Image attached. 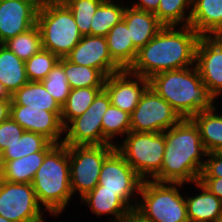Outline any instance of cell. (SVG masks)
Instances as JSON below:
<instances>
[{
    "label": "cell",
    "instance_id": "6da1fadb",
    "mask_svg": "<svg viewBox=\"0 0 222 222\" xmlns=\"http://www.w3.org/2000/svg\"><path fill=\"white\" fill-rule=\"evenodd\" d=\"M199 38L200 36L189 25L163 26L138 51L129 71L150 79L161 72L195 66V52Z\"/></svg>",
    "mask_w": 222,
    "mask_h": 222
},
{
    "label": "cell",
    "instance_id": "7a4b0ae2",
    "mask_svg": "<svg viewBox=\"0 0 222 222\" xmlns=\"http://www.w3.org/2000/svg\"><path fill=\"white\" fill-rule=\"evenodd\" d=\"M164 136L162 168L152 180L184 184L199 181L207 152L195 123L191 119H182L165 130Z\"/></svg>",
    "mask_w": 222,
    "mask_h": 222
},
{
    "label": "cell",
    "instance_id": "3957f363",
    "mask_svg": "<svg viewBox=\"0 0 222 222\" xmlns=\"http://www.w3.org/2000/svg\"><path fill=\"white\" fill-rule=\"evenodd\" d=\"M149 86L179 114L191 119L195 114L214 107L209 93L195 66L165 71L152 76Z\"/></svg>",
    "mask_w": 222,
    "mask_h": 222
},
{
    "label": "cell",
    "instance_id": "277c9868",
    "mask_svg": "<svg viewBox=\"0 0 222 222\" xmlns=\"http://www.w3.org/2000/svg\"><path fill=\"white\" fill-rule=\"evenodd\" d=\"M39 204L59 216L72 199L68 146L56 144L44 157L32 182ZM45 207V208H44Z\"/></svg>",
    "mask_w": 222,
    "mask_h": 222
},
{
    "label": "cell",
    "instance_id": "5b68a950",
    "mask_svg": "<svg viewBox=\"0 0 222 222\" xmlns=\"http://www.w3.org/2000/svg\"><path fill=\"white\" fill-rule=\"evenodd\" d=\"M183 186L184 183L143 180L136 209L151 222H189L185 196L180 192Z\"/></svg>",
    "mask_w": 222,
    "mask_h": 222
},
{
    "label": "cell",
    "instance_id": "8992f818",
    "mask_svg": "<svg viewBox=\"0 0 222 222\" xmlns=\"http://www.w3.org/2000/svg\"><path fill=\"white\" fill-rule=\"evenodd\" d=\"M116 150L143 180H152L163 164L166 140L164 132L130 131Z\"/></svg>",
    "mask_w": 222,
    "mask_h": 222
},
{
    "label": "cell",
    "instance_id": "52a82bcc",
    "mask_svg": "<svg viewBox=\"0 0 222 222\" xmlns=\"http://www.w3.org/2000/svg\"><path fill=\"white\" fill-rule=\"evenodd\" d=\"M37 25L41 32L43 49L59 58L67 56L83 36L66 5L39 8Z\"/></svg>",
    "mask_w": 222,
    "mask_h": 222
},
{
    "label": "cell",
    "instance_id": "ba28073f",
    "mask_svg": "<svg viewBox=\"0 0 222 222\" xmlns=\"http://www.w3.org/2000/svg\"><path fill=\"white\" fill-rule=\"evenodd\" d=\"M116 149L114 145L68 146L72 195L80 199L91 192L99 181L104 160Z\"/></svg>",
    "mask_w": 222,
    "mask_h": 222
},
{
    "label": "cell",
    "instance_id": "9c48e42d",
    "mask_svg": "<svg viewBox=\"0 0 222 222\" xmlns=\"http://www.w3.org/2000/svg\"><path fill=\"white\" fill-rule=\"evenodd\" d=\"M44 212L32 184L0 179V216L11 222H46Z\"/></svg>",
    "mask_w": 222,
    "mask_h": 222
},
{
    "label": "cell",
    "instance_id": "30bf717a",
    "mask_svg": "<svg viewBox=\"0 0 222 222\" xmlns=\"http://www.w3.org/2000/svg\"><path fill=\"white\" fill-rule=\"evenodd\" d=\"M110 104L108 93L102 89L90 107L64 127L62 144L66 146L102 145V118Z\"/></svg>",
    "mask_w": 222,
    "mask_h": 222
},
{
    "label": "cell",
    "instance_id": "8fae6325",
    "mask_svg": "<svg viewBox=\"0 0 222 222\" xmlns=\"http://www.w3.org/2000/svg\"><path fill=\"white\" fill-rule=\"evenodd\" d=\"M182 118L150 86L142 94L130 115L131 131L162 133L178 124Z\"/></svg>",
    "mask_w": 222,
    "mask_h": 222
},
{
    "label": "cell",
    "instance_id": "7c38bea8",
    "mask_svg": "<svg viewBox=\"0 0 222 222\" xmlns=\"http://www.w3.org/2000/svg\"><path fill=\"white\" fill-rule=\"evenodd\" d=\"M142 182L143 179L115 149L102 164L98 185L100 191L120 192L136 208Z\"/></svg>",
    "mask_w": 222,
    "mask_h": 222
},
{
    "label": "cell",
    "instance_id": "4fadbf2b",
    "mask_svg": "<svg viewBox=\"0 0 222 222\" xmlns=\"http://www.w3.org/2000/svg\"><path fill=\"white\" fill-rule=\"evenodd\" d=\"M195 67L214 100L222 94V36L200 37L195 52Z\"/></svg>",
    "mask_w": 222,
    "mask_h": 222
},
{
    "label": "cell",
    "instance_id": "5bb4252c",
    "mask_svg": "<svg viewBox=\"0 0 222 222\" xmlns=\"http://www.w3.org/2000/svg\"><path fill=\"white\" fill-rule=\"evenodd\" d=\"M10 117L24 131L44 135L52 143L62 144L64 127L61 111H46L45 108H26V105H11Z\"/></svg>",
    "mask_w": 222,
    "mask_h": 222
},
{
    "label": "cell",
    "instance_id": "9a60e30c",
    "mask_svg": "<svg viewBox=\"0 0 222 222\" xmlns=\"http://www.w3.org/2000/svg\"><path fill=\"white\" fill-rule=\"evenodd\" d=\"M37 0L0 1V44L37 25Z\"/></svg>",
    "mask_w": 222,
    "mask_h": 222
},
{
    "label": "cell",
    "instance_id": "2e32d148",
    "mask_svg": "<svg viewBox=\"0 0 222 222\" xmlns=\"http://www.w3.org/2000/svg\"><path fill=\"white\" fill-rule=\"evenodd\" d=\"M148 86L149 79L132 74L129 70L111 74L106 77L104 83V89L110 97L111 104L130 115Z\"/></svg>",
    "mask_w": 222,
    "mask_h": 222
},
{
    "label": "cell",
    "instance_id": "e0dca14e",
    "mask_svg": "<svg viewBox=\"0 0 222 222\" xmlns=\"http://www.w3.org/2000/svg\"><path fill=\"white\" fill-rule=\"evenodd\" d=\"M65 58L77 65L96 68L106 77L122 71L110 56L104 36H82L80 42Z\"/></svg>",
    "mask_w": 222,
    "mask_h": 222
},
{
    "label": "cell",
    "instance_id": "ac0fdd59",
    "mask_svg": "<svg viewBox=\"0 0 222 222\" xmlns=\"http://www.w3.org/2000/svg\"><path fill=\"white\" fill-rule=\"evenodd\" d=\"M189 26L200 37L222 36V0H193Z\"/></svg>",
    "mask_w": 222,
    "mask_h": 222
},
{
    "label": "cell",
    "instance_id": "d6986e66",
    "mask_svg": "<svg viewBox=\"0 0 222 222\" xmlns=\"http://www.w3.org/2000/svg\"><path fill=\"white\" fill-rule=\"evenodd\" d=\"M94 215H111L109 222H116L129 209L135 208L120 192L100 191L97 185L91 192L81 198Z\"/></svg>",
    "mask_w": 222,
    "mask_h": 222
},
{
    "label": "cell",
    "instance_id": "ffe728a7",
    "mask_svg": "<svg viewBox=\"0 0 222 222\" xmlns=\"http://www.w3.org/2000/svg\"><path fill=\"white\" fill-rule=\"evenodd\" d=\"M123 21L126 23L130 38L138 51L164 26L154 13L138 10L129 5L126 6Z\"/></svg>",
    "mask_w": 222,
    "mask_h": 222
},
{
    "label": "cell",
    "instance_id": "44dd1931",
    "mask_svg": "<svg viewBox=\"0 0 222 222\" xmlns=\"http://www.w3.org/2000/svg\"><path fill=\"white\" fill-rule=\"evenodd\" d=\"M193 184L201 192L185 197L189 222H214L222 217V201L199 181Z\"/></svg>",
    "mask_w": 222,
    "mask_h": 222
},
{
    "label": "cell",
    "instance_id": "7402d4cb",
    "mask_svg": "<svg viewBox=\"0 0 222 222\" xmlns=\"http://www.w3.org/2000/svg\"><path fill=\"white\" fill-rule=\"evenodd\" d=\"M105 37L113 61L122 70H129L136 60L138 50L133 45L126 23L122 20L114 25Z\"/></svg>",
    "mask_w": 222,
    "mask_h": 222
},
{
    "label": "cell",
    "instance_id": "603a6c76",
    "mask_svg": "<svg viewBox=\"0 0 222 222\" xmlns=\"http://www.w3.org/2000/svg\"><path fill=\"white\" fill-rule=\"evenodd\" d=\"M49 151H40L23 156L19 159L2 161L0 179L13 183H30L42 165Z\"/></svg>",
    "mask_w": 222,
    "mask_h": 222
},
{
    "label": "cell",
    "instance_id": "cb8c5ba5",
    "mask_svg": "<svg viewBox=\"0 0 222 222\" xmlns=\"http://www.w3.org/2000/svg\"><path fill=\"white\" fill-rule=\"evenodd\" d=\"M216 105L195 114L191 120L199 129L207 153L222 152V115L217 114Z\"/></svg>",
    "mask_w": 222,
    "mask_h": 222
},
{
    "label": "cell",
    "instance_id": "d4e9b609",
    "mask_svg": "<svg viewBox=\"0 0 222 222\" xmlns=\"http://www.w3.org/2000/svg\"><path fill=\"white\" fill-rule=\"evenodd\" d=\"M0 82L10 95L29 82L25 61L3 44H0Z\"/></svg>",
    "mask_w": 222,
    "mask_h": 222
},
{
    "label": "cell",
    "instance_id": "484cf974",
    "mask_svg": "<svg viewBox=\"0 0 222 222\" xmlns=\"http://www.w3.org/2000/svg\"><path fill=\"white\" fill-rule=\"evenodd\" d=\"M11 105H26V108H45L46 111H61L60 105L40 81H29L18 89L11 95Z\"/></svg>",
    "mask_w": 222,
    "mask_h": 222
},
{
    "label": "cell",
    "instance_id": "4316f807",
    "mask_svg": "<svg viewBox=\"0 0 222 222\" xmlns=\"http://www.w3.org/2000/svg\"><path fill=\"white\" fill-rule=\"evenodd\" d=\"M118 0H104L97 8L91 23V36H106L112 27L123 20L125 5Z\"/></svg>",
    "mask_w": 222,
    "mask_h": 222
},
{
    "label": "cell",
    "instance_id": "83f0119b",
    "mask_svg": "<svg viewBox=\"0 0 222 222\" xmlns=\"http://www.w3.org/2000/svg\"><path fill=\"white\" fill-rule=\"evenodd\" d=\"M58 63L64 68L71 89L104 87L106 76L100 70L74 64L65 57L60 58Z\"/></svg>",
    "mask_w": 222,
    "mask_h": 222
},
{
    "label": "cell",
    "instance_id": "f1b7e54d",
    "mask_svg": "<svg viewBox=\"0 0 222 222\" xmlns=\"http://www.w3.org/2000/svg\"><path fill=\"white\" fill-rule=\"evenodd\" d=\"M55 145L42 134L24 131L20 139L1 154L2 161L19 159L35 152L50 151Z\"/></svg>",
    "mask_w": 222,
    "mask_h": 222
},
{
    "label": "cell",
    "instance_id": "f546056e",
    "mask_svg": "<svg viewBox=\"0 0 222 222\" xmlns=\"http://www.w3.org/2000/svg\"><path fill=\"white\" fill-rule=\"evenodd\" d=\"M102 89L104 87L71 89L65 104L61 107V122L63 127L72 119L81 116L90 107Z\"/></svg>",
    "mask_w": 222,
    "mask_h": 222
},
{
    "label": "cell",
    "instance_id": "4dcf8cb0",
    "mask_svg": "<svg viewBox=\"0 0 222 222\" xmlns=\"http://www.w3.org/2000/svg\"><path fill=\"white\" fill-rule=\"evenodd\" d=\"M102 131L103 145L116 146V138L131 131L130 114L110 104L102 118Z\"/></svg>",
    "mask_w": 222,
    "mask_h": 222
},
{
    "label": "cell",
    "instance_id": "1f68e13d",
    "mask_svg": "<svg viewBox=\"0 0 222 222\" xmlns=\"http://www.w3.org/2000/svg\"><path fill=\"white\" fill-rule=\"evenodd\" d=\"M192 3L193 0H160L154 14L164 26H188Z\"/></svg>",
    "mask_w": 222,
    "mask_h": 222
},
{
    "label": "cell",
    "instance_id": "d6a6232c",
    "mask_svg": "<svg viewBox=\"0 0 222 222\" xmlns=\"http://www.w3.org/2000/svg\"><path fill=\"white\" fill-rule=\"evenodd\" d=\"M3 45L21 60L27 61L43 48L40 29L38 25H35L26 32L10 38Z\"/></svg>",
    "mask_w": 222,
    "mask_h": 222
},
{
    "label": "cell",
    "instance_id": "836d02e7",
    "mask_svg": "<svg viewBox=\"0 0 222 222\" xmlns=\"http://www.w3.org/2000/svg\"><path fill=\"white\" fill-rule=\"evenodd\" d=\"M59 57L52 52L41 49L25 61L26 74L29 81H42L59 62Z\"/></svg>",
    "mask_w": 222,
    "mask_h": 222
},
{
    "label": "cell",
    "instance_id": "e575fe53",
    "mask_svg": "<svg viewBox=\"0 0 222 222\" xmlns=\"http://www.w3.org/2000/svg\"><path fill=\"white\" fill-rule=\"evenodd\" d=\"M104 0H71L66 6L72 12L79 32L90 35L91 21L98 8Z\"/></svg>",
    "mask_w": 222,
    "mask_h": 222
},
{
    "label": "cell",
    "instance_id": "d590c367",
    "mask_svg": "<svg viewBox=\"0 0 222 222\" xmlns=\"http://www.w3.org/2000/svg\"><path fill=\"white\" fill-rule=\"evenodd\" d=\"M45 89L62 107L70 94L71 88L65 76L64 68L57 63L48 73L46 78L41 81Z\"/></svg>",
    "mask_w": 222,
    "mask_h": 222
},
{
    "label": "cell",
    "instance_id": "8d00e7d4",
    "mask_svg": "<svg viewBox=\"0 0 222 222\" xmlns=\"http://www.w3.org/2000/svg\"><path fill=\"white\" fill-rule=\"evenodd\" d=\"M24 129L11 117L0 123V153L20 139Z\"/></svg>",
    "mask_w": 222,
    "mask_h": 222
},
{
    "label": "cell",
    "instance_id": "74e56055",
    "mask_svg": "<svg viewBox=\"0 0 222 222\" xmlns=\"http://www.w3.org/2000/svg\"><path fill=\"white\" fill-rule=\"evenodd\" d=\"M200 178H222V152L206 154Z\"/></svg>",
    "mask_w": 222,
    "mask_h": 222
},
{
    "label": "cell",
    "instance_id": "f35d334b",
    "mask_svg": "<svg viewBox=\"0 0 222 222\" xmlns=\"http://www.w3.org/2000/svg\"><path fill=\"white\" fill-rule=\"evenodd\" d=\"M199 182L222 201V178H199Z\"/></svg>",
    "mask_w": 222,
    "mask_h": 222
},
{
    "label": "cell",
    "instance_id": "ab89813d",
    "mask_svg": "<svg viewBox=\"0 0 222 222\" xmlns=\"http://www.w3.org/2000/svg\"><path fill=\"white\" fill-rule=\"evenodd\" d=\"M116 222H151L147 219L138 209H129L121 218Z\"/></svg>",
    "mask_w": 222,
    "mask_h": 222
},
{
    "label": "cell",
    "instance_id": "60d3db41",
    "mask_svg": "<svg viewBox=\"0 0 222 222\" xmlns=\"http://www.w3.org/2000/svg\"><path fill=\"white\" fill-rule=\"evenodd\" d=\"M160 0H137L130 5L138 10L154 13L159 5Z\"/></svg>",
    "mask_w": 222,
    "mask_h": 222
},
{
    "label": "cell",
    "instance_id": "b9f144b4",
    "mask_svg": "<svg viewBox=\"0 0 222 222\" xmlns=\"http://www.w3.org/2000/svg\"><path fill=\"white\" fill-rule=\"evenodd\" d=\"M11 98H0V123L10 117Z\"/></svg>",
    "mask_w": 222,
    "mask_h": 222
},
{
    "label": "cell",
    "instance_id": "7bdbcfd3",
    "mask_svg": "<svg viewBox=\"0 0 222 222\" xmlns=\"http://www.w3.org/2000/svg\"><path fill=\"white\" fill-rule=\"evenodd\" d=\"M71 0H37L39 8L67 5Z\"/></svg>",
    "mask_w": 222,
    "mask_h": 222
},
{
    "label": "cell",
    "instance_id": "ee69618b",
    "mask_svg": "<svg viewBox=\"0 0 222 222\" xmlns=\"http://www.w3.org/2000/svg\"><path fill=\"white\" fill-rule=\"evenodd\" d=\"M0 98H11L4 85L0 82Z\"/></svg>",
    "mask_w": 222,
    "mask_h": 222
},
{
    "label": "cell",
    "instance_id": "f6af8a7d",
    "mask_svg": "<svg viewBox=\"0 0 222 222\" xmlns=\"http://www.w3.org/2000/svg\"><path fill=\"white\" fill-rule=\"evenodd\" d=\"M0 222H11V221H9V220H7L6 218L0 216Z\"/></svg>",
    "mask_w": 222,
    "mask_h": 222
},
{
    "label": "cell",
    "instance_id": "bcb514c9",
    "mask_svg": "<svg viewBox=\"0 0 222 222\" xmlns=\"http://www.w3.org/2000/svg\"><path fill=\"white\" fill-rule=\"evenodd\" d=\"M1 167H2V155L0 153V170H1Z\"/></svg>",
    "mask_w": 222,
    "mask_h": 222
},
{
    "label": "cell",
    "instance_id": "7dc6e473",
    "mask_svg": "<svg viewBox=\"0 0 222 222\" xmlns=\"http://www.w3.org/2000/svg\"><path fill=\"white\" fill-rule=\"evenodd\" d=\"M214 222H222V217L218 218L216 221Z\"/></svg>",
    "mask_w": 222,
    "mask_h": 222
}]
</instances>
